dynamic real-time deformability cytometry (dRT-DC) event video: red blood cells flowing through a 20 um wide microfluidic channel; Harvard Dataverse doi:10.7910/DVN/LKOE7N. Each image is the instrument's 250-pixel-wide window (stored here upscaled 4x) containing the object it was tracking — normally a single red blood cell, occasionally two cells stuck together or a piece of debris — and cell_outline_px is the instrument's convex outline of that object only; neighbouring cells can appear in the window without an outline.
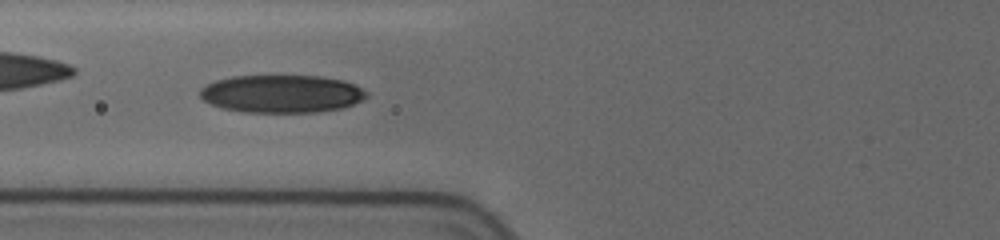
{"species": "human", "species_latin": "Homo sapiens", "temperature_condition": "cold", "stored_images_in_passage": 17, "camera_frame_rate_fps": 3000, "um_per_image_px": 0.085, "donor": {"sex": "female"}, "frame": {"image": 1, "passage_image": 6, "time_ms": 2.667, "image_size_px": [1000, 240], "cell_outline_px": [[368, 96], [364, 100], [340, 108], [316, 112], [244, 112], [224, 108], [212, 104], [204, 100], [200, 96], [200, 88], [216, 80], [232, 76], [320, 76], [344, 80], [368, 92]], "centroid_in_image_um": [23.95, 7.97], "position_along_channel_um": 101.8, "area_um2": 36.53}}
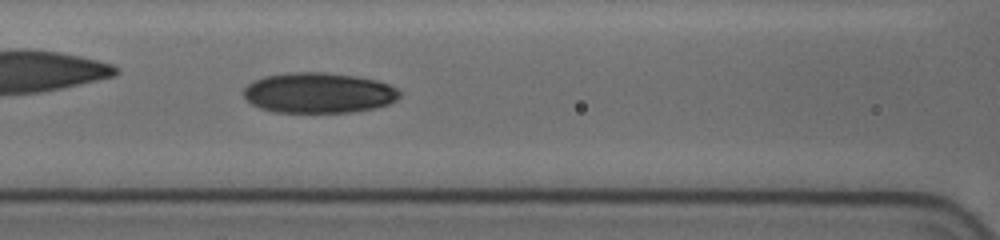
{"frame": {"image": 2, "passage_image": 8, "time_ms": 3.667, "image_size_px": [1000, 240], "cell_outline_px": [[400, 96], [396, 100], [388, 104], [376, 108], [352, 112], [272, 112], [260, 108], [252, 104], [244, 96], [244, 88], [252, 80], [264, 76], [288, 72], [324, 72], [352, 76], [376, 80], [388, 84], [396, 88], [400, 92]], "centroid_in_image_um": [27.06, 7.89], "position_along_channel_um": 139.5, "area_um2": 36.82}}
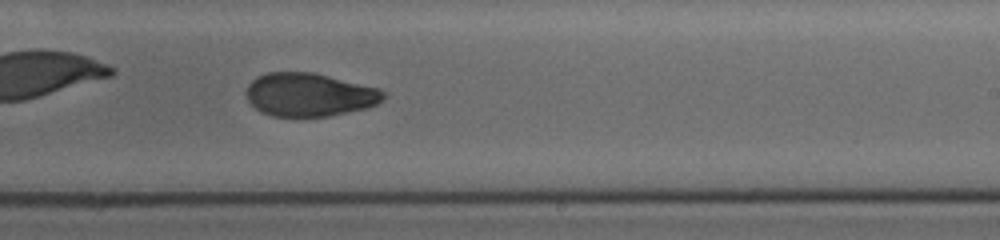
{"frame": {"image": 3, "passage_image": 15, "time_ms": 7.0, "image_size_px": [1000, 240], "cell_outline_px": [[384, 100], [368, 108], [328, 116], [272, 116], [260, 112], [248, 100], [248, 84], [256, 76], [268, 72], [312, 72], [380, 88], [384, 92]], "centroid_in_image_um": [26.31, 8.04], "position_along_channel_um": 262.7, "area_um2": 34.56}}